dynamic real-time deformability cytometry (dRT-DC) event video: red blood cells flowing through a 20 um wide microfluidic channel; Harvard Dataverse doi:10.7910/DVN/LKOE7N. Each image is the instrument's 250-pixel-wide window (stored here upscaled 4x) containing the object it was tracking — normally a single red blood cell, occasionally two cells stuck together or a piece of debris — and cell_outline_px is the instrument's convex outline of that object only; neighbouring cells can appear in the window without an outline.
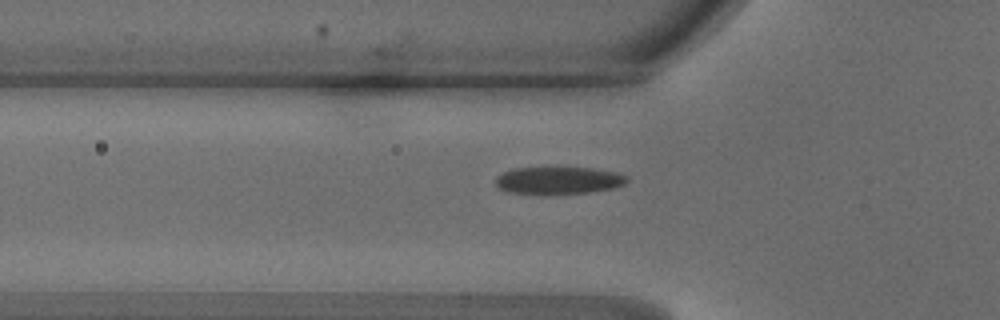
{"species": "common noctule bat (a hibernating species)", "species_latin": "Nyctalus noctula", "temperature_condition": "warm", "stored_images_in_passage": 35, "camera_frame_rate_fps": 3000, "um_per_image_px": 0.085, "animal": {"sex": "male", "body_mass_g": 18.8}, "frame": {"image": 1, "passage_image": 7, "time_ms": 2.0, "image_size_px": [1000, 320], "cell_outline_px": [[628, 180], [624, 184], [616, 188], [588, 192], [508, 192], [500, 188], [496, 184], [496, 176], [512, 168], [592, 168], [616, 172], [628, 176]], "centroid_in_image_um": [47.52, 15.3], "position_along_channel_um": 78.3, "area_um2": 20.23}}
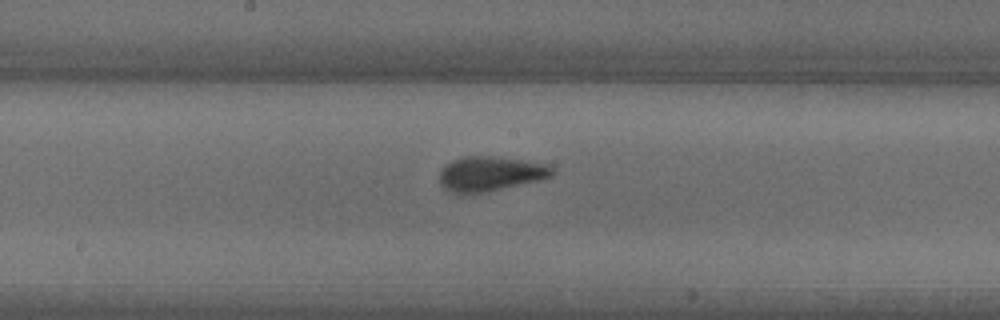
{"frame": {"image": 2, "passage_image": 16, "time_ms": 5.0, "image_size_px": [1000, 320], "cell_outline_px": [[552, 176], [536, 180], [484, 192], [452, 192], [444, 188], [440, 184], [440, 168], [452, 160], [464, 156], [500, 156], [548, 164], [552, 168]], "centroid_in_image_um": [41.64, 14.73], "position_along_channel_um": 206.6, "area_um2": 22.43}}
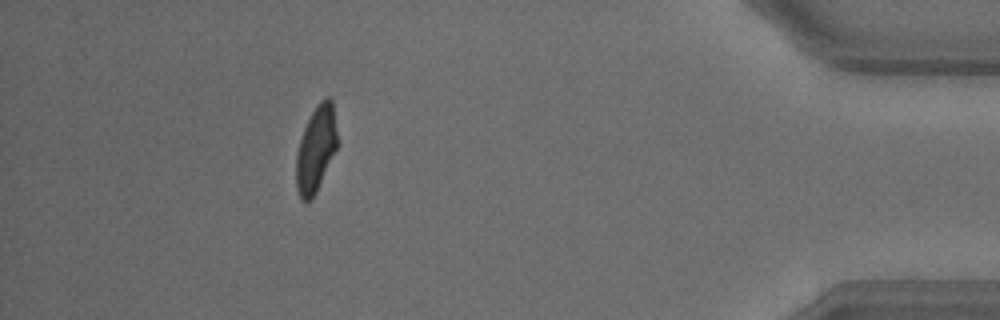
{"frame": {"image": 3, "passage_image": 34, "time_ms": 11.0, "image_size_px": [1000, 320], "cell_outline_px": [[336, 148], [316, 192], [312, 200], [300, 200], [296, 188], [296, 152], [304, 128], [316, 104], [320, 100], [328, 96], [332, 100], [336, 132]], "centroid_in_image_um": [26.82, 12.68], "position_along_channel_um": 408.4, "area_um2": 20.23}}